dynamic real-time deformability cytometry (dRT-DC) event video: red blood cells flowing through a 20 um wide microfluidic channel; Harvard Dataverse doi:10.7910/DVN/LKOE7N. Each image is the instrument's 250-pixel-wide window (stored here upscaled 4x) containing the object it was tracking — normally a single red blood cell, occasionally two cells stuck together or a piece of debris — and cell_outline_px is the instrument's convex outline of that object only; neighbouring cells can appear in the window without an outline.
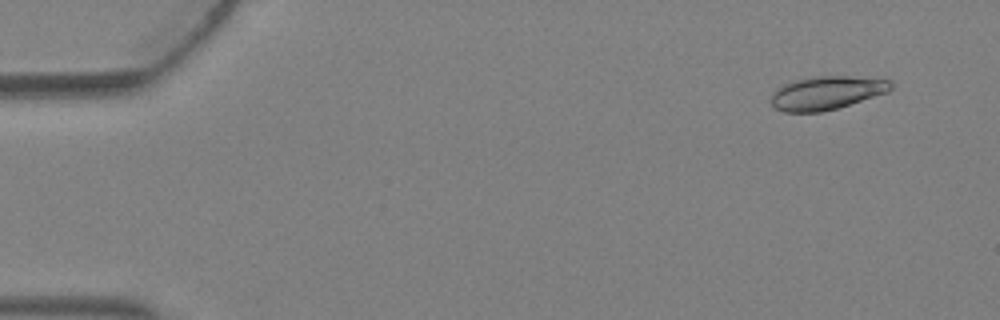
{"species": "Egyptian fruit bat (a non-hibernating species)", "species_latin": "Rousettus aegyptiacus", "temperature_condition": "warm", "stored_images_in_passage": 5, "camera_frame_rate_fps": 3000, "um_per_image_px": 0.085, "animal": {"sex": "female"}, "frame": {"image": 1, "passage_image": 1, "time_ms": 0.0, "image_size_px": [1000, 320], "cell_outline_px": [[892, 88], [888, 92], [836, 108], [820, 112], [784, 112], [772, 108], [772, 92], [776, 88], [784, 84], [796, 80], [812, 76], [848, 76], [892, 80]], "centroid_in_image_um": [70.23, 7.89], "position_along_channel_um": 14.8, "area_um2": 23.29}}
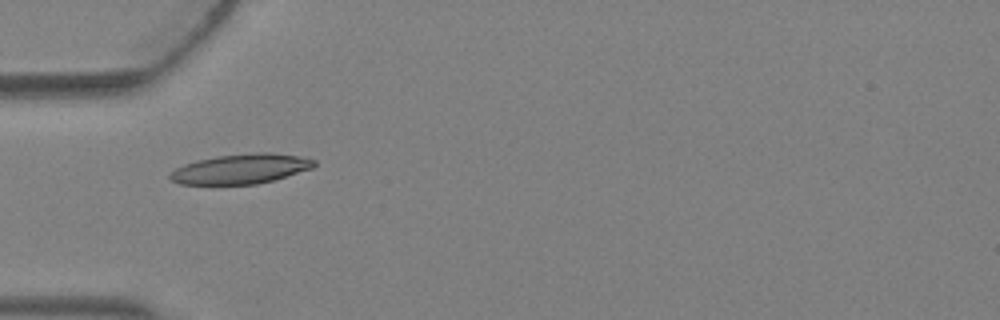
{"frame": {"image": 2, "passage_image": 4, "time_ms": 1.0, "image_size_px": [1000, 320], "cell_outline_px": [[316, 164], [312, 168], [272, 180], [256, 184], [180, 184], [172, 180], [168, 176], [176, 168], [184, 164], [196, 160], [216, 156], [256, 152], [272, 152], [300, 156], [316, 160]], "centroid_in_image_um": [20.47, 14.34], "position_along_channel_um": 64.5, "area_um2": 24.91}}
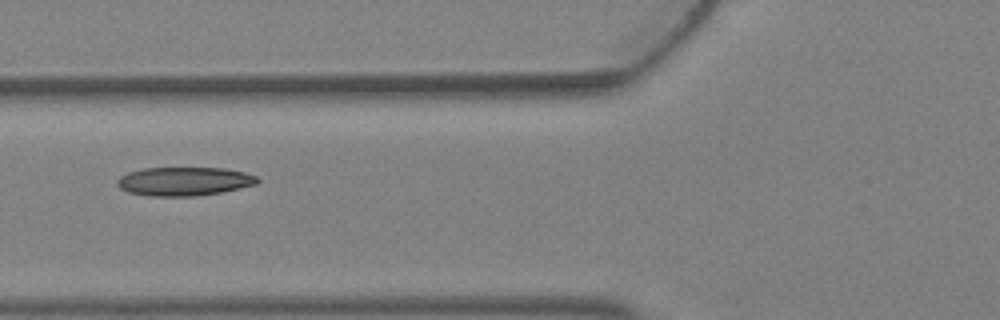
{"frame": {"image": 3, "passage_image": 5, "time_ms": 1.333, "image_size_px": [1000, 320], "cell_outline_px": [[260, 180], [256, 184], [220, 192], [196, 196], [148, 196], [128, 192], [120, 188], [116, 184], [116, 180], [120, 176], [128, 172], [144, 168], [224, 168], [244, 172], [256, 176]], "centroid_in_image_um": [15.61, 15.41], "position_along_channel_um": 110.2, "area_um2": 23.41}}